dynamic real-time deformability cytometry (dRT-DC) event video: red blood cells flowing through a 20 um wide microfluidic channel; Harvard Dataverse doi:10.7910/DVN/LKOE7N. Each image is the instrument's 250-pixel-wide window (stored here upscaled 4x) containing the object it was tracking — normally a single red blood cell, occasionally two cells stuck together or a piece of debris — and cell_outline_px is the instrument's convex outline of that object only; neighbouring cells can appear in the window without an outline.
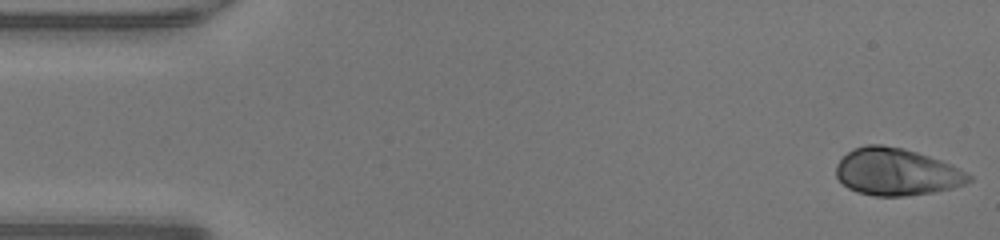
{"species": "human", "species_latin": "Homo sapiens", "temperature_condition": "warm", "stored_images_in_passage": 47, "camera_frame_rate_fps": 3000, "um_per_image_px": 0.085, "donor": {"sex": "male"}, "frame": {"image": 1, "passage_image": 1, "time_ms": 0.0, "image_size_px": [1000, 240], "cell_outline_px": [[972, 180], [964, 184], [952, 188], [932, 192], [908, 196], [872, 196], [856, 192], [848, 188], [836, 176], [836, 164], [852, 148], [868, 144], [880, 144], [904, 148], [952, 164], [972, 176]], "centroid_in_image_um": [76.19, 14.61], "position_along_channel_um": 8.8, "area_um2": 36.53}}
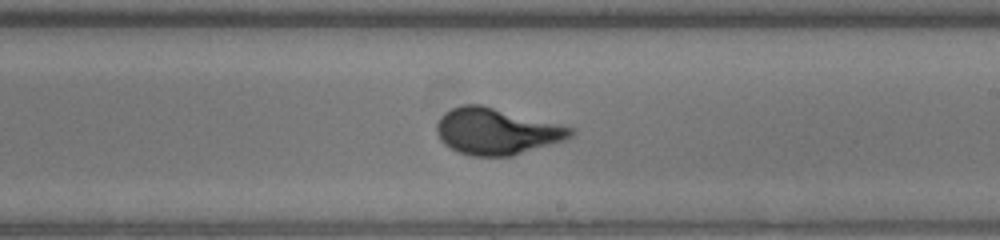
{"frame": {"image": 2, "passage_image": 27, "time_ms": 8.667, "image_size_px": [1000, 240], "cell_outline_px": [[576, 132], [572, 136], [564, 140], [512, 156], [472, 156], [460, 152], [444, 144], [440, 140], [436, 132], [436, 124], [440, 116], [444, 112], [452, 108], [464, 104], [480, 104], [576, 128]], "centroid_in_image_um": [42.2, 11.16], "position_along_channel_um": 246.8, "area_um2": 36.24}}
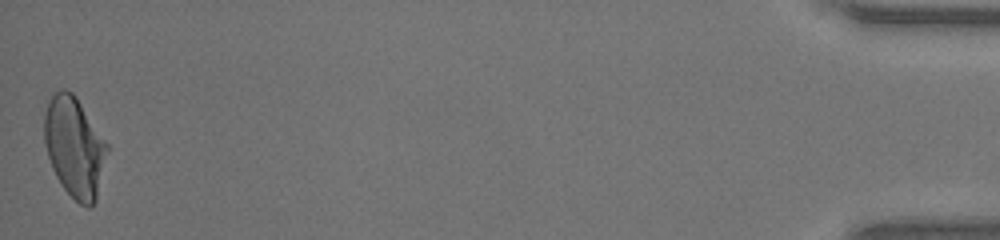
{"frame": {"image": 3, "passage_image": 47, "time_ms": 15.333, "image_size_px": [1000, 240], "cell_outline_px": [[108, 152], [96, 200], [88, 208], [80, 204], [60, 184], [52, 168], [48, 156], [44, 140], [44, 116], [48, 100], [56, 92], [64, 88], [72, 92], [76, 96], [108, 144]], "centroid_in_image_um": [6.33, 12.49], "position_along_channel_um": 428.9, "area_um2": 36.59}, "authors_computed_cell_mechanics": {"area_um2": 35.4314, "velocity_mm_per_s": 4.3119, "shape_relaxation_time_tau1_ms": 4.9167, "shape_relaxation_time_tau2_ms": null, "deformation_change_tau1": 0.2534, "deformation_change_tau2": null}}